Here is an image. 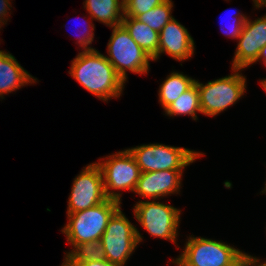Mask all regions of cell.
<instances>
[{"mask_svg": "<svg viewBox=\"0 0 266 266\" xmlns=\"http://www.w3.org/2000/svg\"><path fill=\"white\" fill-rule=\"evenodd\" d=\"M83 4L90 21L95 19L110 28L122 25L124 0H85Z\"/></svg>", "mask_w": 266, "mask_h": 266, "instance_id": "9a60e30c", "label": "cell"}, {"mask_svg": "<svg viewBox=\"0 0 266 266\" xmlns=\"http://www.w3.org/2000/svg\"><path fill=\"white\" fill-rule=\"evenodd\" d=\"M122 25L133 40L153 59L158 55L159 33L135 17L123 16Z\"/></svg>", "mask_w": 266, "mask_h": 266, "instance_id": "2e32d148", "label": "cell"}, {"mask_svg": "<svg viewBox=\"0 0 266 266\" xmlns=\"http://www.w3.org/2000/svg\"><path fill=\"white\" fill-rule=\"evenodd\" d=\"M63 263H79L86 261L106 260L101 240L84 242L66 252Z\"/></svg>", "mask_w": 266, "mask_h": 266, "instance_id": "d6986e66", "label": "cell"}, {"mask_svg": "<svg viewBox=\"0 0 266 266\" xmlns=\"http://www.w3.org/2000/svg\"><path fill=\"white\" fill-rule=\"evenodd\" d=\"M87 20H85L86 22ZM87 25L84 27L83 34L79 36V39L77 40V44H79V47L82 49V51H92L95 50V48L91 47L90 44H92L94 40V30L95 26L92 22L88 21L86 22ZM85 32V33H84Z\"/></svg>", "mask_w": 266, "mask_h": 266, "instance_id": "603a6c76", "label": "cell"}, {"mask_svg": "<svg viewBox=\"0 0 266 266\" xmlns=\"http://www.w3.org/2000/svg\"><path fill=\"white\" fill-rule=\"evenodd\" d=\"M164 112L170 117L189 115L193 120H198L197 113H201V107L197 84L194 83L187 91L181 94Z\"/></svg>", "mask_w": 266, "mask_h": 266, "instance_id": "ac0fdd59", "label": "cell"}, {"mask_svg": "<svg viewBox=\"0 0 266 266\" xmlns=\"http://www.w3.org/2000/svg\"><path fill=\"white\" fill-rule=\"evenodd\" d=\"M103 159L96 163L102 172L106 197L122 203L120 192L121 190L134 192L141 175L140 167L128 149L107 155Z\"/></svg>", "mask_w": 266, "mask_h": 266, "instance_id": "52a82bcc", "label": "cell"}, {"mask_svg": "<svg viewBox=\"0 0 266 266\" xmlns=\"http://www.w3.org/2000/svg\"><path fill=\"white\" fill-rule=\"evenodd\" d=\"M237 41L232 68L244 70L257 62L261 48L266 45V14L253 21L247 17Z\"/></svg>", "mask_w": 266, "mask_h": 266, "instance_id": "8fae6325", "label": "cell"}, {"mask_svg": "<svg viewBox=\"0 0 266 266\" xmlns=\"http://www.w3.org/2000/svg\"><path fill=\"white\" fill-rule=\"evenodd\" d=\"M259 60L263 61V63L265 64L266 66V45L264 47L261 48V51H260V54L257 58V61L259 62Z\"/></svg>", "mask_w": 266, "mask_h": 266, "instance_id": "4316f807", "label": "cell"}, {"mask_svg": "<svg viewBox=\"0 0 266 266\" xmlns=\"http://www.w3.org/2000/svg\"><path fill=\"white\" fill-rule=\"evenodd\" d=\"M112 35L107 44L106 56L108 61L114 66L117 75L127 81V71L135 74H146L150 69L149 56L130 36L123 25L111 27Z\"/></svg>", "mask_w": 266, "mask_h": 266, "instance_id": "277c9868", "label": "cell"}, {"mask_svg": "<svg viewBox=\"0 0 266 266\" xmlns=\"http://www.w3.org/2000/svg\"><path fill=\"white\" fill-rule=\"evenodd\" d=\"M120 207V202L107 199L94 207L68 214V222L61 232L73 248L80 243L100 240L109 219Z\"/></svg>", "mask_w": 266, "mask_h": 266, "instance_id": "7a4b0ae2", "label": "cell"}, {"mask_svg": "<svg viewBox=\"0 0 266 266\" xmlns=\"http://www.w3.org/2000/svg\"><path fill=\"white\" fill-rule=\"evenodd\" d=\"M230 15L235 17L234 18L235 20L233 19L234 21L232 23L229 22L230 26H227L223 29L221 26V30L226 36L233 38V39H237L241 34L242 28H243L244 23L247 20L248 16H246L240 12H236L235 14L231 13Z\"/></svg>", "mask_w": 266, "mask_h": 266, "instance_id": "7402d4cb", "label": "cell"}, {"mask_svg": "<svg viewBox=\"0 0 266 266\" xmlns=\"http://www.w3.org/2000/svg\"><path fill=\"white\" fill-rule=\"evenodd\" d=\"M11 7L10 0H0V28H2V25H6Z\"/></svg>", "mask_w": 266, "mask_h": 266, "instance_id": "d4e9b609", "label": "cell"}, {"mask_svg": "<svg viewBox=\"0 0 266 266\" xmlns=\"http://www.w3.org/2000/svg\"><path fill=\"white\" fill-rule=\"evenodd\" d=\"M68 72L83 88L104 102L119 98L123 92L124 81L106 56L96 49L79 52L71 61Z\"/></svg>", "mask_w": 266, "mask_h": 266, "instance_id": "6da1fadb", "label": "cell"}, {"mask_svg": "<svg viewBox=\"0 0 266 266\" xmlns=\"http://www.w3.org/2000/svg\"><path fill=\"white\" fill-rule=\"evenodd\" d=\"M165 0H124V16L137 17L152 8L163 3Z\"/></svg>", "mask_w": 266, "mask_h": 266, "instance_id": "44dd1931", "label": "cell"}, {"mask_svg": "<svg viewBox=\"0 0 266 266\" xmlns=\"http://www.w3.org/2000/svg\"><path fill=\"white\" fill-rule=\"evenodd\" d=\"M67 215L99 205L108 198L97 163L88 164L73 181L68 198Z\"/></svg>", "mask_w": 266, "mask_h": 266, "instance_id": "30bf717a", "label": "cell"}, {"mask_svg": "<svg viewBox=\"0 0 266 266\" xmlns=\"http://www.w3.org/2000/svg\"><path fill=\"white\" fill-rule=\"evenodd\" d=\"M194 83L195 79L184 75L183 72H171L159 88V102L161 103L163 110L176 101V99L187 91Z\"/></svg>", "mask_w": 266, "mask_h": 266, "instance_id": "e0dca14e", "label": "cell"}, {"mask_svg": "<svg viewBox=\"0 0 266 266\" xmlns=\"http://www.w3.org/2000/svg\"><path fill=\"white\" fill-rule=\"evenodd\" d=\"M231 69L233 74L208 81L205 85L195 80L201 113L205 116H216L243 97L246 91V77L240 72L242 69Z\"/></svg>", "mask_w": 266, "mask_h": 266, "instance_id": "5b68a950", "label": "cell"}, {"mask_svg": "<svg viewBox=\"0 0 266 266\" xmlns=\"http://www.w3.org/2000/svg\"><path fill=\"white\" fill-rule=\"evenodd\" d=\"M61 266H119V265L111 263L108 260H101V261H86L79 263H62Z\"/></svg>", "mask_w": 266, "mask_h": 266, "instance_id": "484cf974", "label": "cell"}, {"mask_svg": "<svg viewBox=\"0 0 266 266\" xmlns=\"http://www.w3.org/2000/svg\"><path fill=\"white\" fill-rule=\"evenodd\" d=\"M106 260L125 266L143 238L138 229L127 219L121 207L109 219L101 237Z\"/></svg>", "mask_w": 266, "mask_h": 266, "instance_id": "ba28073f", "label": "cell"}, {"mask_svg": "<svg viewBox=\"0 0 266 266\" xmlns=\"http://www.w3.org/2000/svg\"><path fill=\"white\" fill-rule=\"evenodd\" d=\"M238 266H266V261L261 263L259 258L244 252L239 260Z\"/></svg>", "mask_w": 266, "mask_h": 266, "instance_id": "cb8c5ba5", "label": "cell"}, {"mask_svg": "<svg viewBox=\"0 0 266 266\" xmlns=\"http://www.w3.org/2000/svg\"><path fill=\"white\" fill-rule=\"evenodd\" d=\"M37 78L30 75L15 59L6 51L0 50V98L4 95L20 89L23 86L34 84Z\"/></svg>", "mask_w": 266, "mask_h": 266, "instance_id": "5bb4252c", "label": "cell"}, {"mask_svg": "<svg viewBox=\"0 0 266 266\" xmlns=\"http://www.w3.org/2000/svg\"><path fill=\"white\" fill-rule=\"evenodd\" d=\"M184 170L143 172L134 193L143 198L158 200L171 194H179Z\"/></svg>", "mask_w": 266, "mask_h": 266, "instance_id": "4fadbf2b", "label": "cell"}, {"mask_svg": "<svg viewBox=\"0 0 266 266\" xmlns=\"http://www.w3.org/2000/svg\"><path fill=\"white\" fill-rule=\"evenodd\" d=\"M195 43L188 30L175 18L171 19L159 32L158 60L165 53L177 61H185L194 55Z\"/></svg>", "mask_w": 266, "mask_h": 266, "instance_id": "7c38bea8", "label": "cell"}, {"mask_svg": "<svg viewBox=\"0 0 266 266\" xmlns=\"http://www.w3.org/2000/svg\"><path fill=\"white\" fill-rule=\"evenodd\" d=\"M133 210L136 220L151 236L177 244L180 209L154 200H141L135 204Z\"/></svg>", "mask_w": 266, "mask_h": 266, "instance_id": "9c48e42d", "label": "cell"}, {"mask_svg": "<svg viewBox=\"0 0 266 266\" xmlns=\"http://www.w3.org/2000/svg\"><path fill=\"white\" fill-rule=\"evenodd\" d=\"M181 254L171 262L177 266H238L242 250L222 241L189 236Z\"/></svg>", "mask_w": 266, "mask_h": 266, "instance_id": "3957f363", "label": "cell"}, {"mask_svg": "<svg viewBox=\"0 0 266 266\" xmlns=\"http://www.w3.org/2000/svg\"><path fill=\"white\" fill-rule=\"evenodd\" d=\"M254 3V7L257 9L261 8V7H266V0H253Z\"/></svg>", "mask_w": 266, "mask_h": 266, "instance_id": "83f0119b", "label": "cell"}, {"mask_svg": "<svg viewBox=\"0 0 266 266\" xmlns=\"http://www.w3.org/2000/svg\"><path fill=\"white\" fill-rule=\"evenodd\" d=\"M261 193H265L266 194V184H265L264 189L261 191Z\"/></svg>", "mask_w": 266, "mask_h": 266, "instance_id": "f546056e", "label": "cell"}, {"mask_svg": "<svg viewBox=\"0 0 266 266\" xmlns=\"http://www.w3.org/2000/svg\"><path fill=\"white\" fill-rule=\"evenodd\" d=\"M141 173L162 170H184L204 153L164 144H143L128 148Z\"/></svg>", "mask_w": 266, "mask_h": 266, "instance_id": "8992f818", "label": "cell"}, {"mask_svg": "<svg viewBox=\"0 0 266 266\" xmlns=\"http://www.w3.org/2000/svg\"><path fill=\"white\" fill-rule=\"evenodd\" d=\"M260 84H261L262 88L266 91V78L260 80Z\"/></svg>", "mask_w": 266, "mask_h": 266, "instance_id": "f1b7e54d", "label": "cell"}, {"mask_svg": "<svg viewBox=\"0 0 266 266\" xmlns=\"http://www.w3.org/2000/svg\"><path fill=\"white\" fill-rule=\"evenodd\" d=\"M173 7L172 0H165L148 12L138 15L136 19L147 24L150 28L159 33L162 28L174 18L172 15Z\"/></svg>", "mask_w": 266, "mask_h": 266, "instance_id": "ffe728a7", "label": "cell"}]
</instances>
